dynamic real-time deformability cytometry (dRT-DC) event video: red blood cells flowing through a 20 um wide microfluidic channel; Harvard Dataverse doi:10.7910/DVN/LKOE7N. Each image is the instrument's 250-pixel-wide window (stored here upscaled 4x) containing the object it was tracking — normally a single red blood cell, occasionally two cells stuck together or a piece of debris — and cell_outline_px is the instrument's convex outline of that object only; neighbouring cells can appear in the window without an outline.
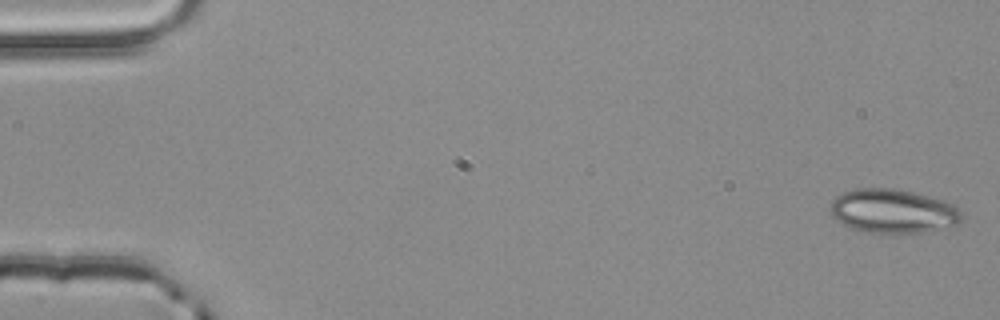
{"species": "common noctule bat (a hibernating species)", "species_latin": "Nyctalus noctula", "temperature_condition": "room temperature", "stored_images_in_passage": 5, "camera_frame_rate_fps": 3000, "um_per_image_px": 0.085, "animal": {"sex": "male", "body_mass_g": 20.4}, "frame": {"image": 1, "passage_image": 1, "time_ms": 0.0, "image_size_px": [1000, 320], "cell_outline_px": [[960, 224], [920, 232], [888, 236], [868, 232], [852, 228], [836, 220], [832, 216], [828, 208], [832, 200], [836, 196], [844, 192], [856, 188], [896, 188], [944, 200], [956, 204], [960, 212]], "centroid_in_image_um": [75.87, 17.96], "position_along_channel_um": 9.1, "area_um2": 34.28}}
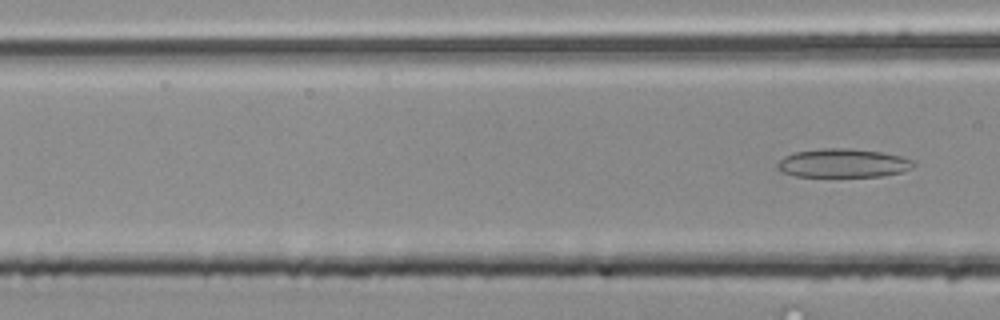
{"frame": {"image": 2, "passage_image": 5, "time_ms": 1.333, "image_size_px": [1000, 320], "cell_outline_px": [[916, 164], [912, 168], [904, 172], [880, 176], [796, 176], [780, 172], [776, 168], [776, 164], [784, 156], [796, 152], [824, 148], [852, 148], [884, 152], [916, 160]], "centroid_in_image_um": [71.69, 13.86], "position_along_channel_um": 94.9, "area_um2": 23.0}}